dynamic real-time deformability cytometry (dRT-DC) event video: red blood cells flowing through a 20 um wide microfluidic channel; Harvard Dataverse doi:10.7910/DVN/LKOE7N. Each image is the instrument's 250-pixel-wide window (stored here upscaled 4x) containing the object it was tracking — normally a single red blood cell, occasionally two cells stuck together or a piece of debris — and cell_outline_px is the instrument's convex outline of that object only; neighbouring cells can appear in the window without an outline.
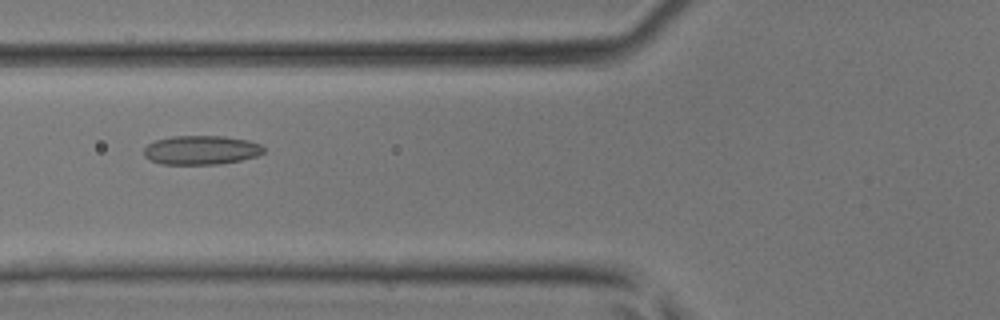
{"species": "common noctule bat (a hibernating species)", "species_latin": "Nyctalus noctula", "temperature_condition": "room temperature", "stored_images_in_passage": 45, "camera_frame_rate_fps": 3000, "um_per_image_px": 0.085, "animal": {"sex": "male", "body_mass_g": 17.9, "forearm_length_mm": 54.2}, "frame": {"image": 1, "passage_image": 18, "time_ms": 5.667, "image_size_px": [1000, 320], "cell_outline_px": [[264, 152], [256, 156], [240, 160], [220, 164], [160, 164], [144, 156], [144, 148], [148, 144], [156, 140], [172, 136], [224, 136], [248, 140], [260, 144], [264, 148]], "centroid_in_image_um": [17.1, 12.75], "position_along_channel_um": 108.7, "area_um2": 20.23}}
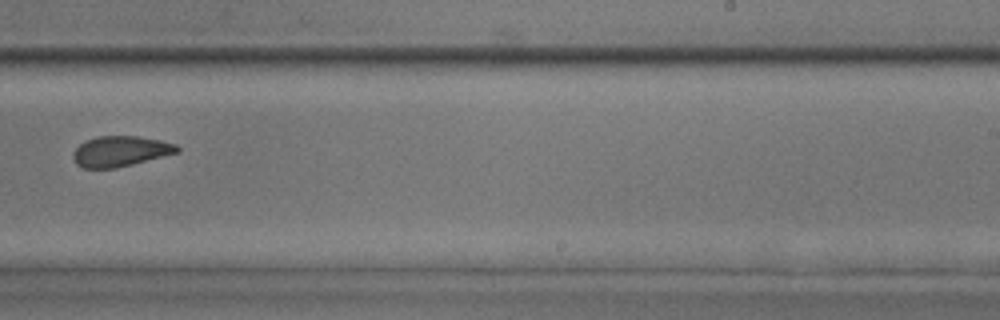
{"frame": {"image": 2, "passage_image": 29, "time_ms": 9.333, "image_size_px": [1000, 320], "cell_outline_px": [[180, 152], [132, 164], [112, 168], [84, 168], [76, 164], [72, 156], [72, 152], [84, 140], [96, 136], [136, 136], [160, 140], [176, 144], [180, 148]], "centroid_in_image_um": [10.22, 12.85], "position_along_channel_um": 278.8, "area_um2": 18.5}}
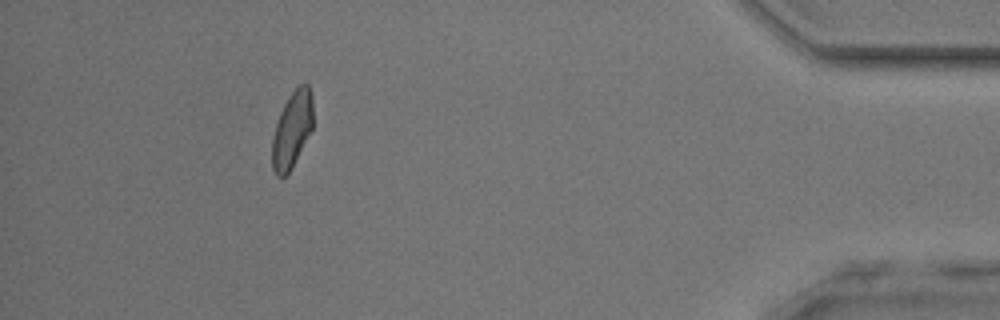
{"frame": {"image": 3, "passage_image": 41, "time_ms": 13.333, "image_size_px": [1000, 320], "cell_outline_px": [[312, 128], [292, 168], [284, 176], [276, 176], [272, 168], [272, 140], [276, 124], [280, 112], [288, 96], [300, 84], [308, 84], [312, 96]], "centroid_in_image_um": [24.81, 11.02], "position_along_channel_um": 410.4, "area_um2": 17.98}}